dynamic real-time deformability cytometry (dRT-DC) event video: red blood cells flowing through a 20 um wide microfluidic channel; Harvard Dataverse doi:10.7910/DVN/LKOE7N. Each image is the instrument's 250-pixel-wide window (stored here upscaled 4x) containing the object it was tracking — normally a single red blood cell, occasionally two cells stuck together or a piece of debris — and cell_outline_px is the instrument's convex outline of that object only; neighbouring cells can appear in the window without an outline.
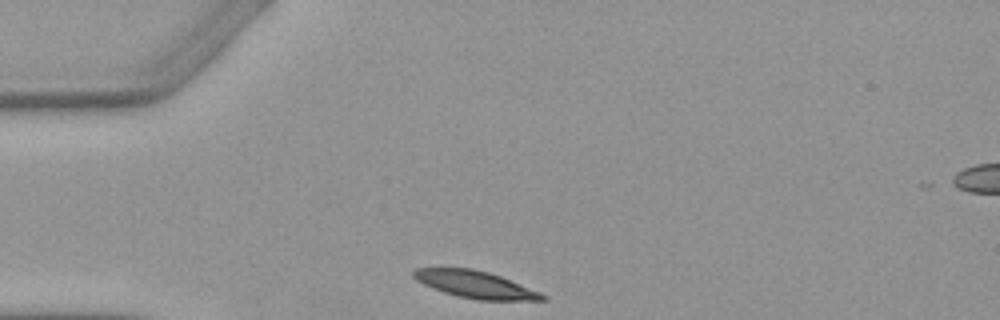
{"species": "Egyptian fruit bat (a non-hibernating species)", "species_latin": "Rousettus aegyptiacus", "temperature_condition": "warm", "stored_images_in_passage": 2, "camera_frame_rate_fps": 3000, "um_per_image_px": 0.085, "animal": {"sex": "female"}, "frame": {"image": 1, "passage_image": 1, "time_ms": 0.0, "image_size_px": [1000, 320], "cell_outline_px": [[548, 300], [476, 300], [456, 296], [432, 288], [416, 280], [412, 276], [412, 272], [416, 268], [472, 268], [488, 272], [500, 276], [540, 292], [548, 296]], "centroid_in_image_um": [40.4, 24.19], "position_along_channel_um": 44.6, "area_um2": 20.35}}